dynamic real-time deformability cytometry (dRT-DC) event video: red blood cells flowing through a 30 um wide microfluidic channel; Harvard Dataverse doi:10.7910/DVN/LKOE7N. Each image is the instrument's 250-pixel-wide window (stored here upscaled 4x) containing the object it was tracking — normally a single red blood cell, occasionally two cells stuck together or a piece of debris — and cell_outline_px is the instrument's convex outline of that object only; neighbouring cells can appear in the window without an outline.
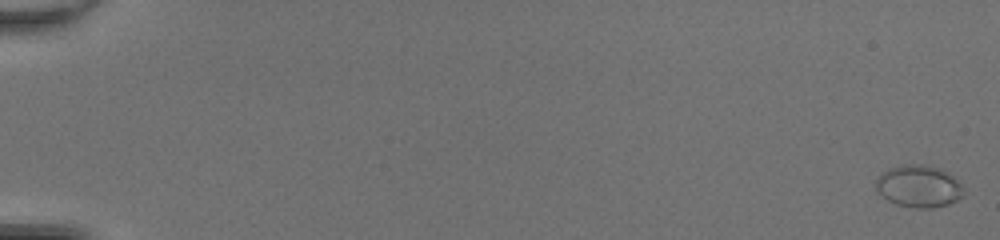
{"species": "common noctule bat (a hibernating species)", "species_latin": "Nyctalus noctula", "temperature_condition": "room temperature", "stored_images_in_passage": 50, "camera_frame_rate_fps": 3000, "um_per_image_px": 0.085, "animal": {"sex": "female", "body_mass_g": 20.0, "forearm_length_mm": 54.0}, "frame": {"image": 1, "passage_image": 1, "time_ms": 0.0, "image_size_px": [1000, 240], "cell_outline_px": [[964, 192], [956, 200], [948, 204], [932, 208], [916, 208], [896, 204], [888, 200], [876, 188], [876, 176], [888, 168], [900, 164], [928, 164], [940, 168], [948, 172], [964, 188]], "centroid_in_image_um": [78.08, 15.8], "position_along_channel_um": 6.9, "area_um2": 21.62}}
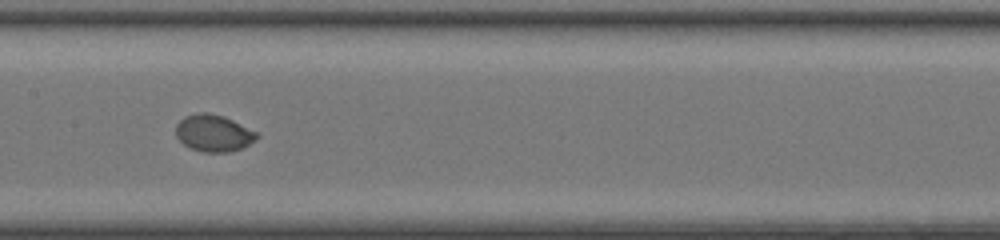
{"frame": {"image": 2, "passage_image": 28, "time_ms": 9.0, "image_size_px": [1000, 240], "cell_outline_px": [[260, 136], [248, 144], [240, 148], [228, 152], [204, 152], [192, 148], [184, 144], [176, 136], [176, 124], [184, 116], [200, 112], [208, 112], [224, 116], [256, 132]], "centroid_in_image_um": [18.13, 11.3], "position_along_channel_um": 189.3, "area_um2": 17.17}}
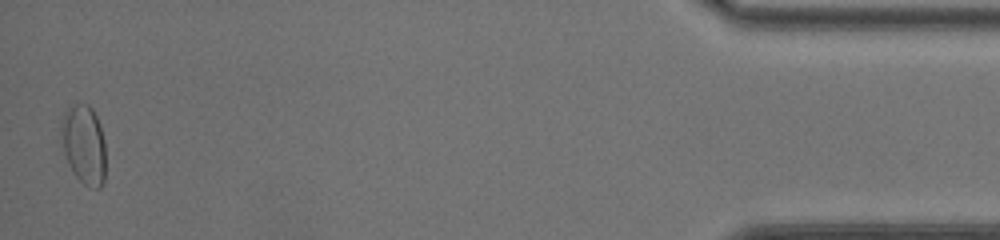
{"frame": {"image": 3, "passage_image": 50, "time_ms": 16.333, "image_size_px": [1000, 240], "cell_outline_px": [[104, 184], [100, 188], [92, 188], [84, 184], [72, 172], [68, 164], [64, 152], [60, 132], [60, 120], [64, 112], [72, 104], [88, 104], [92, 108], [100, 124], [104, 140]], "centroid_in_image_um": [7.11, 12.27], "position_along_channel_um": 428.1, "area_um2": 20.75}, "authors_computed_cell_mechanics": {"area_um2": 18.207, "velocity_mm_per_s": 4.326, "shape_relaxation_time_tau1_ms": 2.7203, "shape_relaxation_time_tau2_ms": null, "deformation_change_tau1": 0.0962, "deformation_change_tau2": null}}